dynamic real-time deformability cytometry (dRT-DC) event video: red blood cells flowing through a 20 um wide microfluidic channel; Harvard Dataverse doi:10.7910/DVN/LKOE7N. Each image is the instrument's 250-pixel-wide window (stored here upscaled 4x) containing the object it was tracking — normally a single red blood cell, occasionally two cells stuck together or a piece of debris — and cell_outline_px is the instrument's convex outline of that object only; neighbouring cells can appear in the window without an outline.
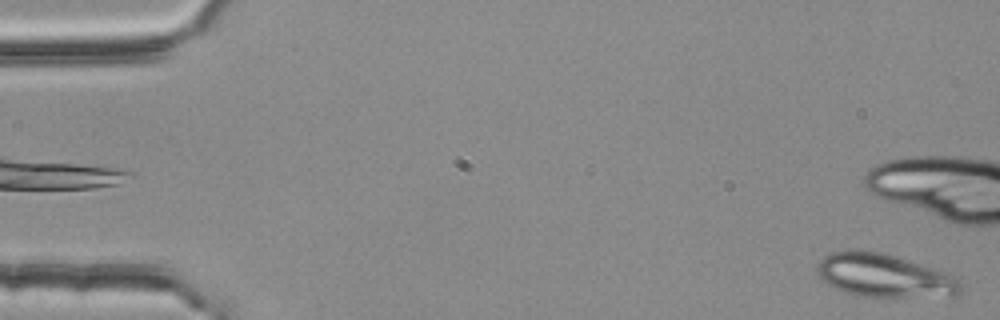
{"species": "common noctule bat (a hibernating species)", "species_latin": "Nyctalus noctula", "temperature_condition": "room temperature", "stored_images_in_passage": 3, "camera_frame_rate_fps": 3000, "um_per_image_px": 0.085, "animal": {"sex": "female", "body_mass_g": 25.1}, "frame": {"image": 1, "passage_image": 3, "time_ms": 0.667, "image_size_px": [1000, 320], "cell_outline_px": [[960, 292], [956, 296], [856, 296], [844, 292], [828, 284], [820, 276], [816, 268], [816, 264], [824, 256], [832, 252], [852, 248], [880, 252], [944, 272], [952, 276], [960, 284]], "centroid_in_image_um": [75.07, 23.41], "position_along_channel_um": 9.9, "area_um2": 35.6}}